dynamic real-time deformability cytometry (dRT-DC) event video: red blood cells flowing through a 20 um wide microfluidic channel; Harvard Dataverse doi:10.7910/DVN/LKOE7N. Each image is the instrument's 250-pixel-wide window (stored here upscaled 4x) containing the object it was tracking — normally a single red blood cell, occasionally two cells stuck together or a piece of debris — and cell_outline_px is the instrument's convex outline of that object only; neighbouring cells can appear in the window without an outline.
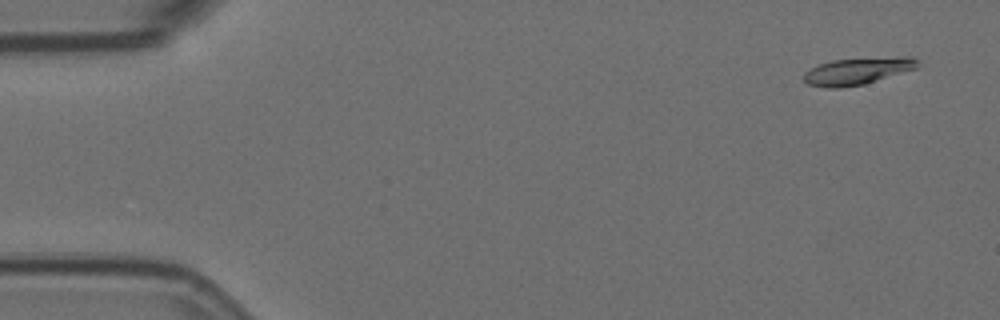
{"species": "Egyptian fruit bat (a non-hibernating species)", "species_latin": "Rousettus aegyptiacus", "temperature_condition": "room temperature", "stored_images_in_passage": 56, "camera_frame_rate_fps": 3000, "um_per_image_px": 0.085, "animal": {"sex": "female"}, "frame": {"image": 1, "passage_image": 3, "time_ms": 0.667, "image_size_px": [1000, 320], "cell_outline_px": [[920, 60], [916, 68], [864, 84], [840, 88], [828, 88], [808, 84], [804, 80], [804, 72], [820, 64], [832, 60], [900, 56], [912, 56]], "centroid_in_image_um": [72.91, 6.03], "position_along_channel_um": 12.1, "area_um2": 17.8}}
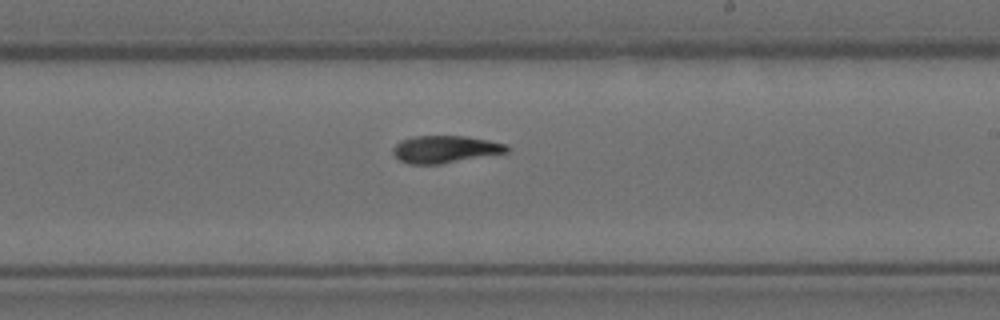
{"frame": {"image": 2, "passage_image": 33, "time_ms": 10.667, "image_size_px": [1000, 320], "cell_outline_px": [[508, 152], [440, 164], [408, 164], [400, 160], [392, 152], [392, 148], [400, 140], [412, 136], [464, 136], [488, 140], [508, 144]], "centroid_in_image_um": [37.81, 12.68], "position_along_channel_um": 251.2, "area_um2": 18.09}}
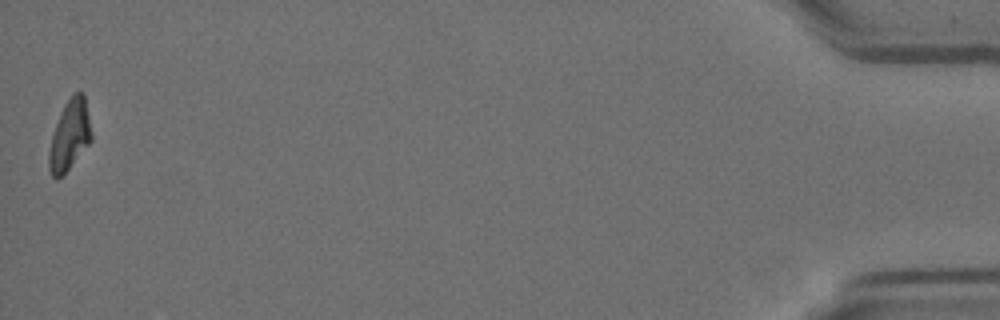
{"frame": {"image": 3, "passage_image": 56, "time_ms": 18.333, "image_size_px": [1000, 320], "cell_outline_px": [[92, 140], [68, 168], [56, 180], [52, 176], [48, 168], [48, 152], [52, 136], [60, 112], [64, 104], [72, 92], [84, 92], [92, 132]], "centroid_in_image_um": [5.92, 11.44], "position_along_channel_um": 429.3, "area_um2": 17.34}, "authors_computed_cell_mechanics": {"area_um2": 18.0625, "velocity_mm_per_s": 3.5863, "shape_relaxation_time_tau1_ms": 9.0853, "shape_relaxation_time_tau2_ms": 9.8639, "deformation_change_tau1": 0.2411, "deformation_change_tau2": 0.1553}}